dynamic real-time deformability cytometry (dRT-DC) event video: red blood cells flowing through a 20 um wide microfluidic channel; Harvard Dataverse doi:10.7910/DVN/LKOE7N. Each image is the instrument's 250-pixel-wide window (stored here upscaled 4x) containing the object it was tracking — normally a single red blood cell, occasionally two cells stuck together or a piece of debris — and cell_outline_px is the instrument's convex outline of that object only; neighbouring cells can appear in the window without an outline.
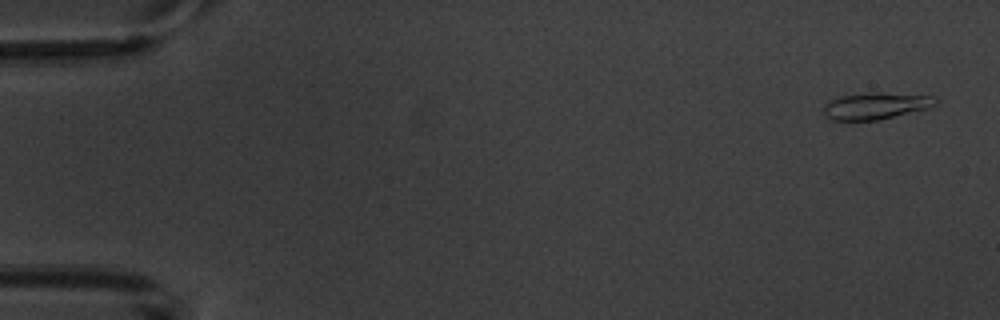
{"species": "common noctule bat (a hibernating species)", "species_latin": "Nyctalus noctula", "temperature_condition": "warm", "stored_images_in_passage": 6, "camera_frame_rate_fps": 3000, "um_per_image_px": 0.085, "animal": {"sex": "male", "body_mass_g": 20.1, "forearm_length_mm": 53.5}, "frame": {"image": 1, "passage_image": 1, "time_ms": 0.0, "image_size_px": [1000, 320], "cell_outline_px": [[936, 104], [928, 108], [880, 120], [832, 120], [824, 116], [824, 104], [828, 100], [840, 96], [868, 92], [876, 92], [936, 96]], "centroid_in_image_um": [74.41, 8.99], "position_along_channel_um": 10.6, "area_um2": 17.57}}
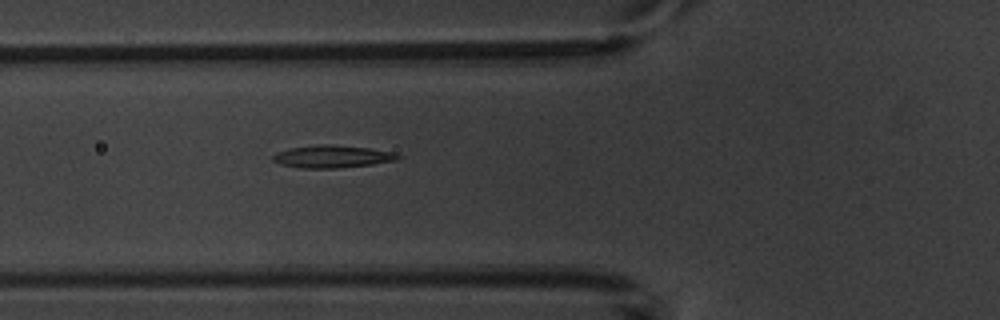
{"frame": {"image": 2, "passage_image": 6, "time_ms": 6.0, "image_size_px": [1000, 320], "cell_outline_px": [[400, 156], [396, 160], [372, 164], [336, 168], [300, 168], [280, 164], [272, 160], [272, 156], [276, 152], [288, 148], [320, 144], [328, 144], [368, 148], [392, 152]], "centroid_in_image_um": [28.16, 13.3], "position_along_channel_um": 97.6, "area_um2": 16.24}}